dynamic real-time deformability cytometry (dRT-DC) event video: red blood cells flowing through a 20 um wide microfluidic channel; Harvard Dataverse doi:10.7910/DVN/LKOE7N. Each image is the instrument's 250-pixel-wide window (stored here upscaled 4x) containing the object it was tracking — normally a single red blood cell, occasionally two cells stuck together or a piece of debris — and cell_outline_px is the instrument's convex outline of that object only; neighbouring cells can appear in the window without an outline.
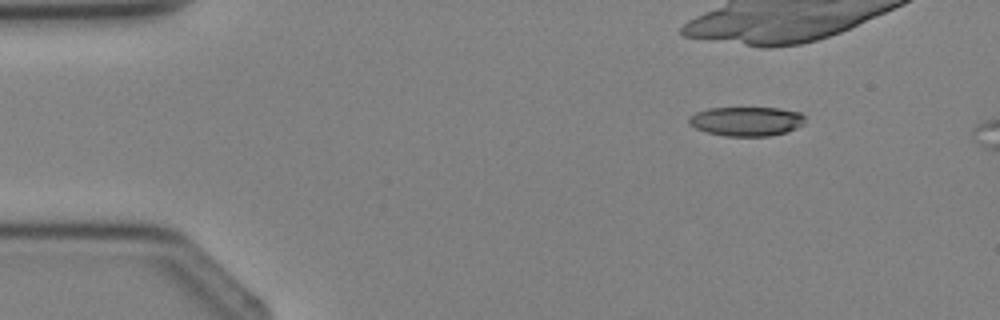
{"species": "Egyptian fruit bat (a non-hibernating species)", "species_latin": "Rousettus aegyptiacus", "temperature_condition": "cold", "stored_images_in_passage": 4, "camera_frame_rate_fps": 3000, "um_per_image_px": 0.085, "animal": {"sex": "female"}, "frame": {"image": 1, "passage_image": 2, "time_ms": 1.333, "image_size_px": [1000, 320], "cell_outline_px": [[804, 124], [788, 132], [772, 136], [724, 136], [708, 132], [696, 128], [688, 124], [688, 116], [696, 112], [708, 108], [780, 108], [800, 112], [804, 116]], "centroid_in_image_um": [63.45, 10.31], "position_along_channel_um": 21.5, "area_um2": 20.0}}